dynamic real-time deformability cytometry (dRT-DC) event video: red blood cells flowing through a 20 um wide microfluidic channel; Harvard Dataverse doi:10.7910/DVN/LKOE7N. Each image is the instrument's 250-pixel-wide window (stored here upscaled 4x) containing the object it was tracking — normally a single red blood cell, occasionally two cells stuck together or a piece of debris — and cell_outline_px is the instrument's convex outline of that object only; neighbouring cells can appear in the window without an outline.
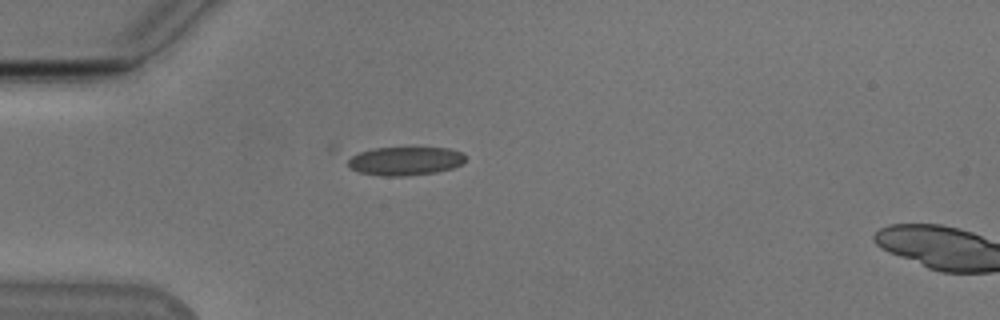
{"species": "Egyptian fruit bat (a non-hibernating species)", "species_latin": "Rousettus aegyptiacus", "temperature_condition": "cold", "stored_images_in_passage": 40, "camera_frame_rate_fps": 3000, "um_per_image_px": 0.085, "animal": {"sex": "male"}, "frame": {"image": 1, "passage_image": 1, "time_ms": 0.0, "image_size_px": [1000, 320], "cell_outline_px": [[464, 160], [460, 164], [452, 168], [436, 172], [404, 176], [384, 176], [360, 172], [352, 168], [348, 164], [348, 160], [352, 156], [360, 152], [376, 148], [448, 148], [460, 152], [464, 156]], "centroid_in_image_um": [34.44, 13.69], "position_along_channel_um": 50.6, "area_um2": 19.13}}
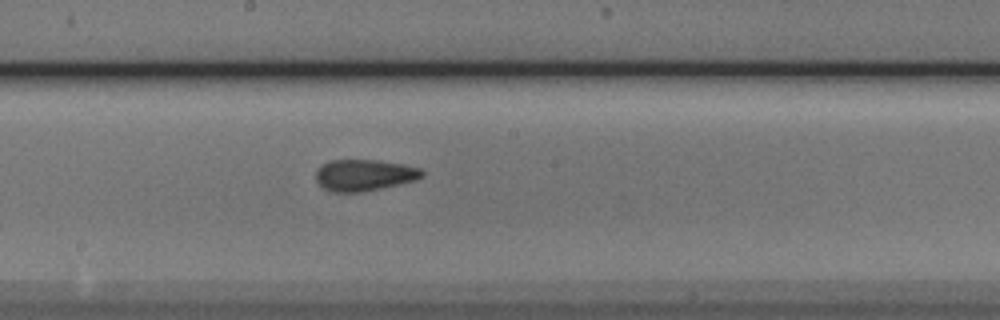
{"frame": {"image": 2, "passage_image": 15, "time_ms": 4.667, "image_size_px": [1000, 320], "cell_outline_px": [[424, 176], [416, 180], [380, 188], [360, 192], [332, 192], [324, 188], [316, 180], [316, 172], [324, 164], [332, 160], [380, 160], [404, 164], [420, 168], [424, 172]], "centroid_in_image_um": [31.0, 14.88], "position_along_channel_um": 217.2, "area_um2": 19.31}}
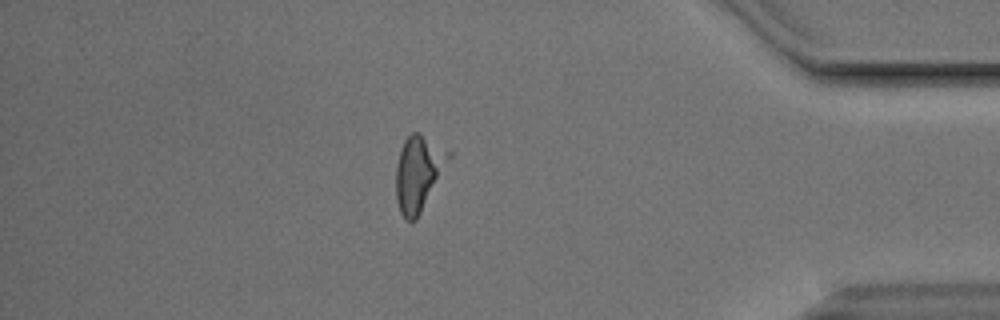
{"frame": {"image": 3, "passage_image": 32, "time_ms": 10.333, "image_size_px": [1000, 320], "cell_outline_px": [[452, 156], [416, 220], [408, 220], [400, 212], [396, 200], [396, 168], [400, 148], [404, 140], [412, 132], [420, 132], [452, 152]], "centroid_in_image_um": [35.57, 14.66], "position_along_channel_um": 399.6, "area_um2": 23.0}, "authors_computed_cell_mechanics": {"area_um2": 18.9873, "velocity_mm_per_s": 3.8619, "shape_relaxation_time_tau1_ms": null, "shape_relaxation_time_tau2_ms": 1.9169, "deformation_change_tau1": null, "deformation_change_tau2": 0.0931}}